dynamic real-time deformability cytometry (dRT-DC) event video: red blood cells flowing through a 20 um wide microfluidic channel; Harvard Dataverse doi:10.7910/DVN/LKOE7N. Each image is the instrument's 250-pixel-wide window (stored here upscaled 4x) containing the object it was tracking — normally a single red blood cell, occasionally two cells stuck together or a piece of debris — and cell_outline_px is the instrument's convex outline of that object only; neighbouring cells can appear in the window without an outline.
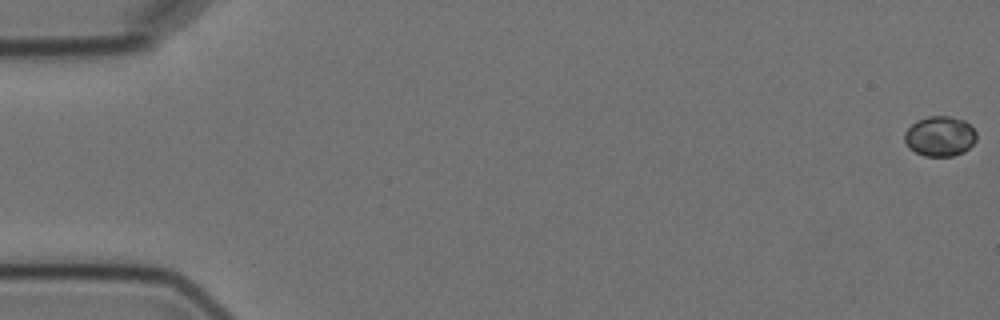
{"species": "Egyptian fruit bat (a non-hibernating species)", "species_latin": "Rousettus aegyptiacus", "temperature_condition": "cold", "stored_images_in_passage": 6, "camera_frame_rate_fps": 3000, "um_per_image_px": 0.085, "animal": {"sex": "female"}, "frame": {"image": 1, "passage_image": 1, "time_ms": 0.0, "image_size_px": [1000, 320], "cell_outline_px": [[976, 140], [964, 152], [952, 156], [924, 156], [908, 148], [904, 140], [904, 132], [916, 120], [928, 116], [948, 116], [964, 120], [976, 132]], "centroid_in_image_um": [79.86, 11.58], "position_along_channel_um": 5.1, "area_um2": 16.82}}
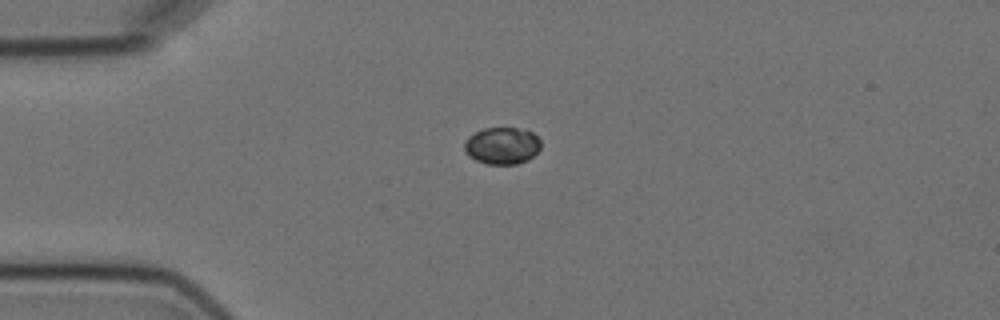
{"frame": {"image": 2, "passage_image": 5, "time_ms": 4.667, "image_size_px": [1000, 320], "cell_outline_px": [[540, 148], [528, 160], [516, 164], [488, 164], [476, 160], [464, 152], [464, 144], [468, 136], [484, 128], [516, 128], [532, 132], [540, 140]], "centroid_in_image_um": [42.66, 12.39], "position_along_channel_um": 42.3, "area_um2": 16.36}}